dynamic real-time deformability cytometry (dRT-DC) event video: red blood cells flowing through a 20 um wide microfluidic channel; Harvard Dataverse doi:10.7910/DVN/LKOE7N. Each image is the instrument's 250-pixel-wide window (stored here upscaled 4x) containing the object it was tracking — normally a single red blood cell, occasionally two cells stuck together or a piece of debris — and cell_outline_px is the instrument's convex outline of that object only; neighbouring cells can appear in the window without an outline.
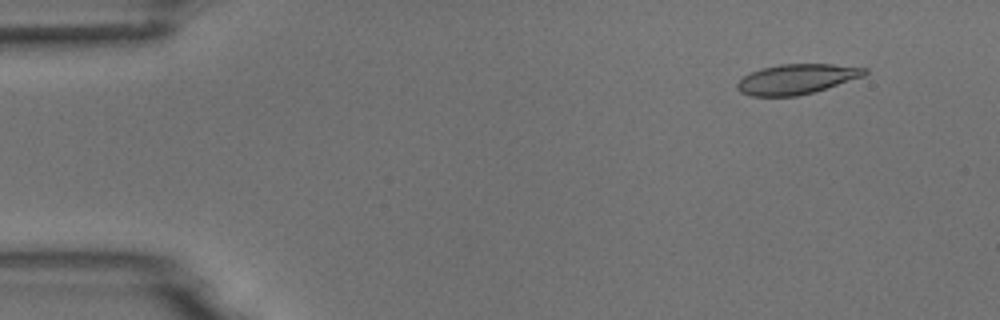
{"species": "common noctule bat (a hibernating species)", "species_latin": "Nyctalus noctula", "temperature_condition": "room temperature", "stored_images_in_passage": 54, "camera_frame_rate_fps": 3000, "um_per_image_px": 0.085, "animal": {"sex": "male", "body_mass_g": 18.8}, "frame": {"image": 1, "passage_image": 5, "time_ms": 1.333, "image_size_px": [1000, 320], "cell_outline_px": [[868, 72], [864, 76], [812, 92], [796, 96], [752, 96], [740, 92], [736, 88], [736, 84], [744, 76], [760, 68], [780, 64], [832, 64], [868, 68]], "centroid_in_image_um": [67.7, 6.71], "position_along_channel_um": 17.3, "area_um2": 22.14}}
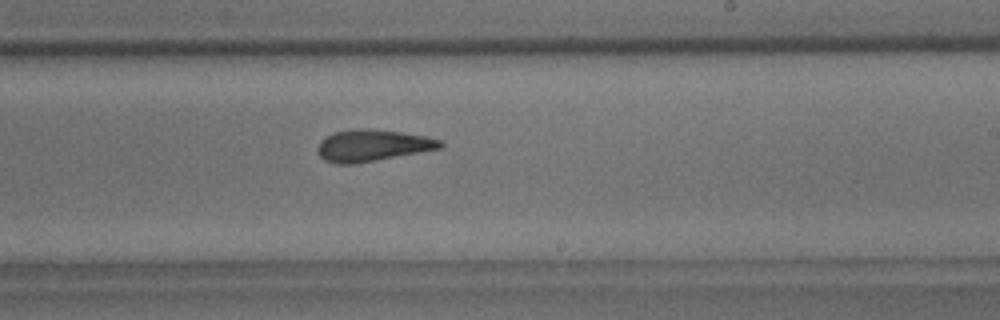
{"frame": {"image": 2, "passage_image": 32, "time_ms": 10.333, "image_size_px": [1000, 320], "cell_outline_px": [[444, 144], [440, 148], [420, 152], [356, 164], [336, 164], [324, 160], [316, 152], [316, 148], [320, 140], [324, 136], [332, 132], [352, 128], [360, 128], [400, 132], [428, 136], [444, 140]], "centroid_in_image_um": [31.61, 12.36], "position_along_channel_um": 257.4, "area_um2": 23.0}}
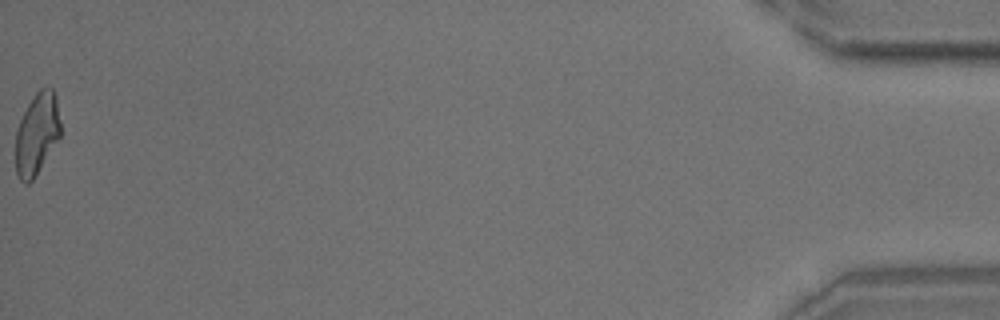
{"frame": {"image": 3, "passage_image": 54, "time_ms": 17.667, "image_size_px": [1000, 320], "cell_outline_px": [[60, 136], [32, 180], [28, 184], [24, 184], [20, 180], [16, 172], [16, 132], [20, 120], [28, 104], [36, 92], [40, 88], [52, 88], [56, 96], [60, 120]], "centroid_in_image_um": [3.13, 11.36], "position_along_channel_um": 432.1, "area_um2": 21.1}, "authors_computed_cell_mechanics": {"area_um2": 22.6287, "velocity_mm_per_s": 3.7299, "shape_relaxation_time_tau1_ms": 8.4713, "shape_relaxation_time_tau2_ms": 2.344, "deformation_change_tau1": 0.1989, "deformation_change_tau2": 0.0987}}